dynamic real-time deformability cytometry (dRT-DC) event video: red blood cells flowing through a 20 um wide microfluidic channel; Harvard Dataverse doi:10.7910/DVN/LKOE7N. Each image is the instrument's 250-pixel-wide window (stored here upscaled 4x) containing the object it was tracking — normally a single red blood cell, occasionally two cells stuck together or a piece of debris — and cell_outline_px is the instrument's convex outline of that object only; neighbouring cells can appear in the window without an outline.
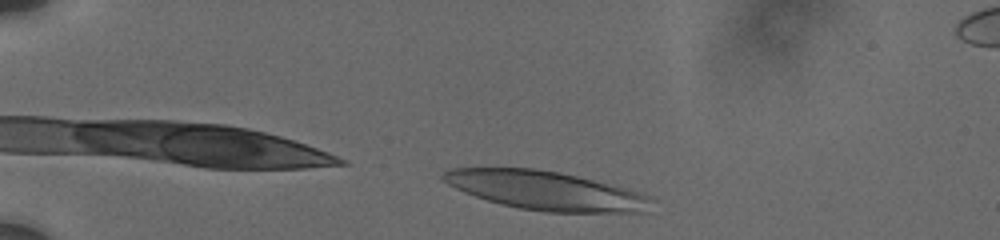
{"species": "human", "species_latin": "Homo sapiens", "temperature_condition": "cold", "stored_images_in_passage": 14, "camera_frame_rate_fps": 3000, "um_per_image_px": 0.085, "donor": {"sex": "male"}, "frame": {"image": 1, "passage_image": 4, "time_ms": 0.667, "image_size_px": [1000, 240], "cell_outline_px": [[656, 196], [644, 212], [544, 212], [520, 208], [500, 204], [464, 192], [440, 180], [440, 176], [444, 172], [452, 168], [532, 168], [560, 172]], "centroid_in_image_um": [46.37, 16.2], "position_along_channel_um": 38.6, "area_um2": 46.82}}